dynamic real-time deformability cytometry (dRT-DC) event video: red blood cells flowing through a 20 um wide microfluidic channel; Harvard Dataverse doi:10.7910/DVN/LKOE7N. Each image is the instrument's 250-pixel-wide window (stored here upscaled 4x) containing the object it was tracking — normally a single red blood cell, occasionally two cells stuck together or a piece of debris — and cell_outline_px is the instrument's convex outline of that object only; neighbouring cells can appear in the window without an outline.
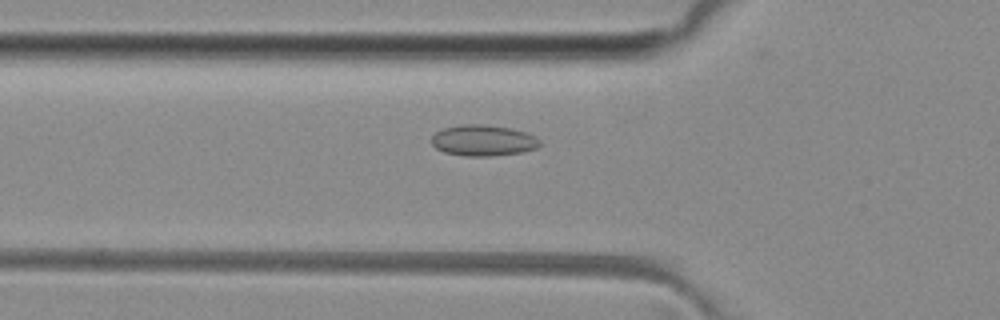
{"species": "common noctule bat (a hibernating species)", "species_latin": "Nyctalus noctula", "temperature_condition": "room temperature", "stored_images_in_passage": 44, "camera_frame_rate_fps": 3000, "um_per_image_px": 0.085, "animal": {"sex": "female", "body_mass_g": 29.2, "forearm_length_mm": 56.3}, "frame": {"image": 1, "passage_image": 11, "time_ms": 3.333, "image_size_px": [1000, 320], "cell_outline_px": [[540, 144], [536, 148], [520, 152], [492, 156], [464, 156], [444, 152], [436, 148], [432, 144], [432, 136], [436, 132], [444, 128], [464, 124], [484, 124], [508, 128], [524, 132], [540, 140]], "centroid_in_image_um": [41.03, 11.94], "position_along_channel_um": 84.8, "area_um2": 19.31}}
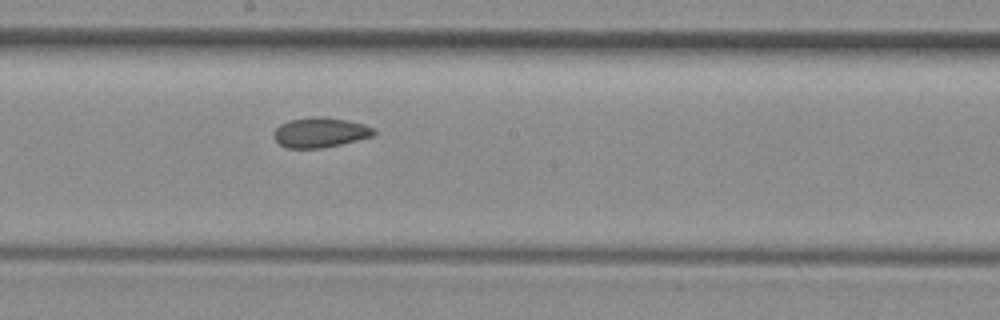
{"frame": {"image": 2, "passage_image": 21, "time_ms": 6.667, "image_size_px": [1000, 320], "cell_outline_px": [[376, 132], [372, 136], [340, 144], [320, 148], [288, 148], [280, 144], [272, 136], [272, 132], [280, 124], [288, 120], [312, 116], [324, 116], [348, 120], [364, 124], [372, 128]], "centroid_in_image_um": [27.17, 11.24], "position_along_channel_um": 221.0, "area_um2": 17.51}}
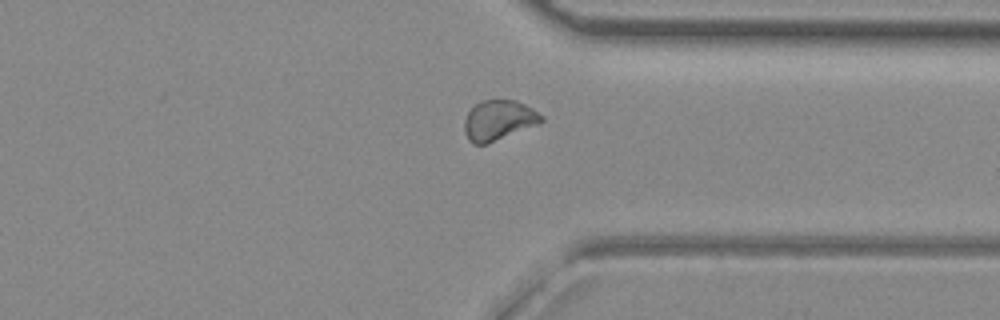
{"frame": {"image": 3, "passage_image": 32, "time_ms": 10.333, "image_size_px": [1000, 320], "cell_outline_px": [[544, 120], [540, 124], [488, 144], [472, 144], [468, 140], [464, 132], [464, 120], [468, 112], [480, 100], [516, 100], [532, 108], [544, 116]], "centroid_in_image_um": [42.39, 10.24], "position_along_channel_um": 369.0, "area_um2": 18.26}, "authors_computed_cell_mechanics": {"area_um2": 18.1492, "velocity_mm_per_s": 4.0846, "shape_relaxation_time_tau1_ms": null, "shape_relaxation_time_tau2_ms": 3.7904, "deformation_change_tau1": null, "deformation_change_tau2": 0.0879}}